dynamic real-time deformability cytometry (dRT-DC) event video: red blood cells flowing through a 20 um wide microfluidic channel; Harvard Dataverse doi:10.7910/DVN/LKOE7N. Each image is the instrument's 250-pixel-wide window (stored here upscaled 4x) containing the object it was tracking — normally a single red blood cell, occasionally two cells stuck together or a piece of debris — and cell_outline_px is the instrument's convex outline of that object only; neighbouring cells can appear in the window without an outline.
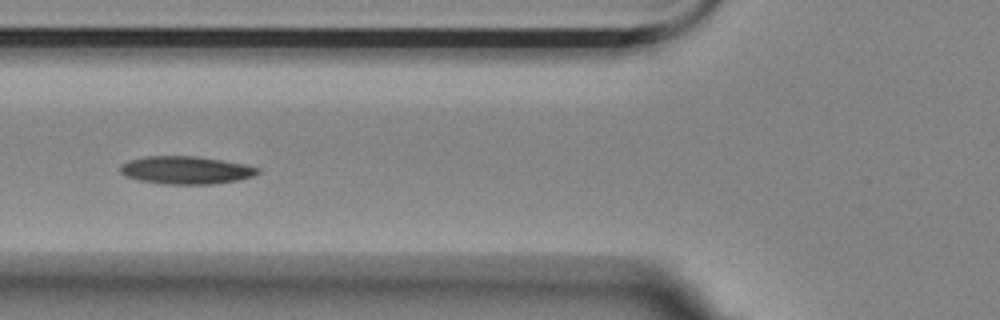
{"species": "Egyptian fruit bat (a non-hibernating species)", "species_latin": "Rousettus aegyptiacus", "temperature_condition": "room temperature", "stored_images_in_passage": 7, "camera_frame_rate_fps": 3000, "um_per_image_px": 0.085, "animal": {"sex": "female"}, "frame": {"image": 1, "passage_image": 5, "time_ms": 4.667, "image_size_px": [1000, 320], "cell_outline_px": [[260, 172], [252, 176], [236, 180], [212, 184], [160, 184], [140, 180], [124, 176], [120, 172], [120, 164], [128, 160], [144, 156], [196, 156], [244, 164], [260, 168]], "centroid_in_image_um": [15.75, 14.46], "position_along_channel_um": 110.1, "area_um2": 22.31}}
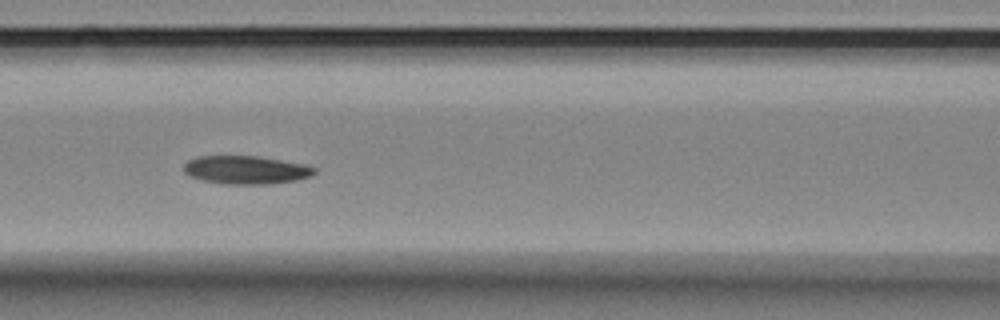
{"frame": {"image": 2, "passage_image": 6, "time_ms": 5.667, "image_size_px": [1000, 320], "cell_outline_px": [[316, 172], [312, 176], [296, 180], [268, 184], [224, 184], [204, 180], [188, 176], [184, 172], [184, 164], [188, 160], [196, 156], [260, 156], [308, 164], [316, 168]], "centroid_in_image_um": [20.94, 14.43], "position_along_channel_um": 145.7, "area_um2": 21.79}}
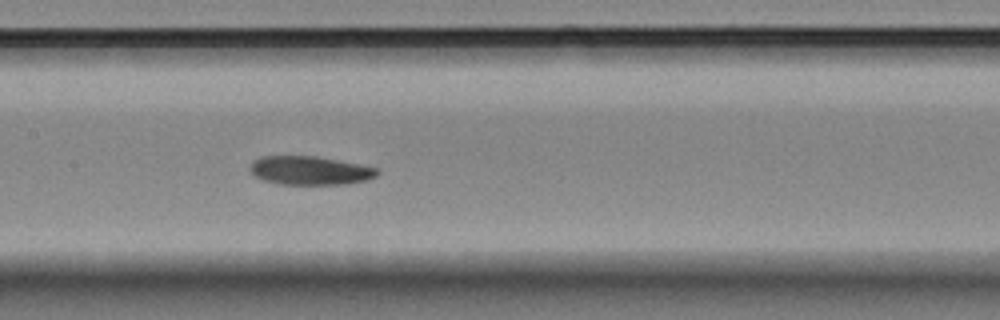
{"frame": {"image": 3, "passage_image": 7, "time_ms": 6.667, "image_size_px": [1000, 320], "cell_outline_px": [[380, 172], [376, 176], [368, 180], [344, 184], [280, 184], [264, 180], [256, 176], [248, 168], [252, 160], [260, 156], [316, 156], [380, 168]], "centroid_in_image_um": [26.35, 14.48], "position_along_channel_um": 181.0, "area_um2": 21.33}}